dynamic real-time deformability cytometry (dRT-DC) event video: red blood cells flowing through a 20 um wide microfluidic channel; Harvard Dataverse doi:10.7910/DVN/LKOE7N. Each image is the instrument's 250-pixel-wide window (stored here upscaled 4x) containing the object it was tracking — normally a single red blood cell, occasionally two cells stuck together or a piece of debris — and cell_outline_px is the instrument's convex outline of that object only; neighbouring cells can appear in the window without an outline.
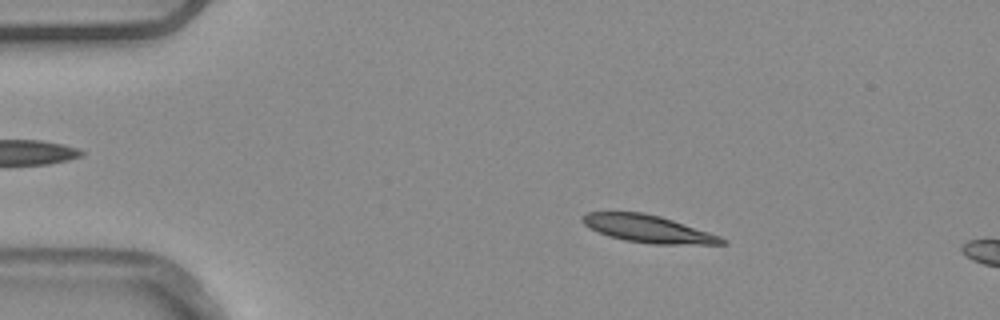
{"species": "common noctule bat (a hibernating species)", "species_latin": "Nyctalus noctula", "temperature_condition": "warm", "stored_images_in_passage": 4, "camera_frame_rate_fps": 3000, "um_per_image_px": 0.085, "animal": {"sex": "male", "body_mass_g": 20.4}, "frame": {"image": 1, "passage_image": 2, "time_ms": 0.333, "image_size_px": [1000, 320], "cell_outline_px": [[728, 244], [652, 244], [624, 240], [608, 236], [584, 224], [580, 220], [580, 216], [588, 212], [644, 212], [660, 216], [720, 236], [728, 240]], "centroid_in_image_um": [55.08, 19.45], "position_along_channel_um": 29.9, "area_um2": 22.14}}